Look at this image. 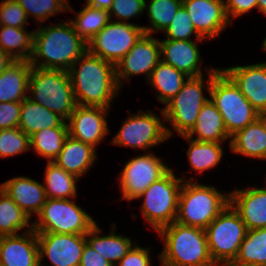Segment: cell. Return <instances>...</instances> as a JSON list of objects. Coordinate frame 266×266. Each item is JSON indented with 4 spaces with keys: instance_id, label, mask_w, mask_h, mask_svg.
<instances>
[{
    "instance_id": "cell-1",
    "label": "cell",
    "mask_w": 266,
    "mask_h": 266,
    "mask_svg": "<svg viewBox=\"0 0 266 266\" xmlns=\"http://www.w3.org/2000/svg\"><path fill=\"white\" fill-rule=\"evenodd\" d=\"M68 74L76 103L80 106L109 109L113 97L120 89L116 66L88 50L72 65Z\"/></svg>"
},
{
    "instance_id": "cell-2",
    "label": "cell",
    "mask_w": 266,
    "mask_h": 266,
    "mask_svg": "<svg viewBox=\"0 0 266 266\" xmlns=\"http://www.w3.org/2000/svg\"><path fill=\"white\" fill-rule=\"evenodd\" d=\"M32 67L68 71L88 50L87 43L75 32L70 21L34 31ZM37 57L45 60L40 62ZM40 62V63H37Z\"/></svg>"
},
{
    "instance_id": "cell-3",
    "label": "cell",
    "mask_w": 266,
    "mask_h": 266,
    "mask_svg": "<svg viewBox=\"0 0 266 266\" xmlns=\"http://www.w3.org/2000/svg\"><path fill=\"white\" fill-rule=\"evenodd\" d=\"M158 233L165 243L160 255L162 266H216L209 254L204 229L174 221Z\"/></svg>"
},
{
    "instance_id": "cell-4",
    "label": "cell",
    "mask_w": 266,
    "mask_h": 266,
    "mask_svg": "<svg viewBox=\"0 0 266 266\" xmlns=\"http://www.w3.org/2000/svg\"><path fill=\"white\" fill-rule=\"evenodd\" d=\"M208 74L206 89L211 95L210 100L222 115L230 136L257 119L258 112L223 70L209 69Z\"/></svg>"
},
{
    "instance_id": "cell-5",
    "label": "cell",
    "mask_w": 266,
    "mask_h": 266,
    "mask_svg": "<svg viewBox=\"0 0 266 266\" xmlns=\"http://www.w3.org/2000/svg\"><path fill=\"white\" fill-rule=\"evenodd\" d=\"M229 205V193L223 195L213 187L186 180L180 190L175 221L205 230Z\"/></svg>"
},
{
    "instance_id": "cell-6",
    "label": "cell",
    "mask_w": 266,
    "mask_h": 266,
    "mask_svg": "<svg viewBox=\"0 0 266 266\" xmlns=\"http://www.w3.org/2000/svg\"><path fill=\"white\" fill-rule=\"evenodd\" d=\"M28 90L33 102L67 120L77 106L68 71L32 67Z\"/></svg>"
},
{
    "instance_id": "cell-7",
    "label": "cell",
    "mask_w": 266,
    "mask_h": 266,
    "mask_svg": "<svg viewBox=\"0 0 266 266\" xmlns=\"http://www.w3.org/2000/svg\"><path fill=\"white\" fill-rule=\"evenodd\" d=\"M210 257L216 266L235 261L247 227L229 205L205 229Z\"/></svg>"
},
{
    "instance_id": "cell-8",
    "label": "cell",
    "mask_w": 266,
    "mask_h": 266,
    "mask_svg": "<svg viewBox=\"0 0 266 266\" xmlns=\"http://www.w3.org/2000/svg\"><path fill=\"white\" fill-rule=\"evenodd\" d=\"M183 181L182 178H176L170 169L139 196L144 198L142 214L157 232L176 220Z\"/></svg>"
},
{
    "instance_id": "cell-9",
    "label": "cell",
    "mask_w": 266,
    "mask_h": 266,
    "mask_svg": "<svg viewBox=\"0 0 266 266\" xmlns=\"http://www.w3.org/2000/svg\"><path fill=\"white\" fill-rule=\"evenodd\" d=\"M38 219L32 223L36 233L86 235L96 222L69 199L47 198Z\"/></svg>"
},
{
    "instance_id": "cell-10",
    "label": "cell",
    "mask_w": 266,
    "mask_h": 266,
    "mask_svg": "<svg viewBox=\"0 0 266 266\" xmlns=\"http://www.w3.org/2000/svg\"><path fill=\"white\" fill-rule=\"evenodd\" d=\"M203 75L188 77L181 90L161 110L165 120L181 135H186L195 125L199 111L209 100L203 95Z\"/></svg>"
},
{
    "instance_id": "cell-11",
    "label": "cell",
    "mask_w": 266,
    "mask_h": 266,
    "mask_svg": "<svg viewBox=\"0 0 266 266\" xmlns=\"http://www.w3.org/2000/svg\"><path fill=\"white\" fill-rule=\"evenodd\" d=\"M143 34V26L110 21L87 43L88 51L116 66Z\"/></svg>"
},
{
    "instance_id": "cell-12",
    "label": "cell",
    "mask_w": 266,
    "mask_h": 266,
    "mask_svg": "<svg viewBox=\"0 0 266 266\" xmlns=\"http://www.w3.org/2000/svg\"><path fill=\"white\" fill-rule=\"evenodd\" d=\"M171 135L172 130L157 115L139 110L138 114L131 115L124 121L112 143L145 150L164 142Z\"/></svg>"
},
{
    "instance_id": "cell-13",
    "label": "cell",
    "mask_w": 266,
    "mask_h": 266,
    "mask_svg": "<svg viewBox=\"0 0 266 266\" xmlns=\"http://www.w3.org/2000/svg\"><path fill=\"white\" fill-rule=\"evenodd\" d=\"M169 170L161 158L151 153L130 159L120 175L122 198L129 201L138 199L153 182Z\"/></svg>"
},
{
    "instance_id": "cell-14",
    "label": "cell",
    "mask_w": 266,
    "mask_h": 266,
    "mask_svg": "<svg viewBox=\"0 0 266 266\" xmlns=\"http://www.w3.org/2000/svg\"><path fill=\"white\" fill-rule=\"evenodd\" d=\"M40 266L46 255L54 266H79L86 235L37 233Z\"/></svg>"
},
{
    "instance_id": "cell-15",
    "label": "cell",
    "mask_w": 266,
    "mask_h": 266,
    "mask_svg": "<svg viewBox=\"0 0 266 266\" xmlns=\"http://www.w3.org/2000/svg\"><path fill=\"white\" fill-rule=\"evenodd\" d=\"M160 61L161 48L159 40L153 38L151 34L144 33L133 48L116 65V78L119 87L122 85V79H128L131 75L143 73L149 79L152 70Z\"/></svg>"
},
{
    "instance_id": "cell-16",
    "label": "cell",
    "mask_w": 266,
    "mask_h": 266,
    "mask_svg": "<svg viewBox=\"0 0 266 266\" xmlns=\"http://www.w3.org/2000/svg\"><path fill=\"white\" fill-rule=\"evenodd\" d=\"M104 107L77 105L67 119L68 135L94 148L109 132Z\"/></svg>"
},
{
    "instance_id": "cell-17",
    "label": "cell",
    "mask_w": 266,
    "mask_h": 266,
    "mask_svg": "<svg viewBox=\"0 0 266 266\" xmlns=\"http://www.w3.org/2000/svg\"><path fill=\"white\" fill-rule=\"evenodd\" d=\"M182 5L202 38L219 35L230 23L224 0H183Z\"/></svg>"
},
{
    "instance_id": "cell-18",
    "label": "cell",
    "mask_w": 266,
    "mask_h": 266,
    "mask_svg": "<svg viewBox=\"0 0 266 266\" xmlns=\"http://www.w3.org/2000/svg\"><path fill=\"white\" fill-rule=\"evenodd\" d=\"M25 230L22 236L0 237V266H40L37 233Z\"/></svg>"
},
{
    "instance_id": "cell-19",
    "label": "cell",
    "mask_w": 266,
    "mask_h": 266,
    "mask_svg": "<svg viewBox=\"0 0 266 266\" xmlns=\"http://www.w3.org/2000/svg\"><path fill=\"white\" fill-rule=\"evenodd\" d=\"M257 111L266 110V63L222 69Z\"/></svg>"
},
{
    "instance_id": "cell-20",
    "label": "cell",
    "mask_w": 266,
    "mask_h": 266,
    "mask_svg": "<svg viewBox=\"0 0 266 266\" xmlns=\"http://www.w3.org/2000/svg\"><path fill=\"white\" fill-rule=\"evenodd\" d=\"M229 195L230 205L239 214L247 230L266 227V188L237 189Z\"/></svg>"
},
{
    "instance_id": "cell-21",
    "label": "cell",
    "mask_w": 266,
    "mask_h": 266,
    "mask_svg": "<svg viewBox=\"0 0 266 266\" xmlns=\"http://www.w3.org/2000/svg\"><path fill=\"white\" fill-rule=\"evenodd\" d=\"M161 59L177 70L183 72L188 77L202 76L199 66L200 52L197 45L192 40H170L165 39L160 42Z\"/></svg>"
},
{
    "instance_id": "cell-22",
    "label": "cell",
    "mask_w": 266,
    "mask_h": 266,
    "mask_svg": "<svg viewBox=\"0 0 266 266\" xmlns=\"http://www.w3.org/2000/svg\"><path fill=\"white\" fill-rule=\"evenodd\" d=\"M2 190L31 218L39 214L46 202L43 184L27 177H15L2 184Z\"/></svg>"
},
{
    "instance_id": "cell-23",
    "label": "cell",
    "mask_w": 266,
    "mask_h": 266,
    "mask_svg": "<svg viewBox=\"0 0 266 266\" xmlns=\"http://www.w3.org/2000/svg\"><path fill=\"white\" fill-rule=\"evenodd\" d=\"M96 156L93 146L68 135L62 150L53 162L62 167L66 172L80 178L92 166Z\"/></svg>"
},
{
    "instance_id": "cell-24",
    "label": "cell",
    "mask_w": 266,
    "mask_h": 266,
    "mask_svg": "<svg viewBox=\"0 0 266 266\" xmlns=\"http://www.w3.org/2000/svg\"><path fill=\"white\" fill-rule=\"evenodd\" d=\"M195 134L198 136L193 139ZM186 136L196 141L214 143H222L227 138H231L225 128L222 115L210 99L199 111L195 125Z\"/></svg>"
},
{
    "instance_id": "cell-25",
    "label": "cell",
    "mask_w": 266,
    "mask_h": 266,
    "mask_svg": "<svg viewBox=\"0 0 266 266\" xmlns=\"http://www.w3.org/2000/svg\"><path fill=\"white\" fill-rule=\"evenodd\" d=\"M31 69L29 61L16 60L0 74V102H22L29 96Z\"/></svg>"
},
{
    "instance_id": "cell-26",
    "label": "cell",
    "mask_w": 266,
    "mask_h": 266,
    "mask_svg": "<svg viewBox=\"0 0 266 266\" xmlns=\"http://www.w3.org/2000/svg\"><path fill=\"white\" fill-rule=\"evenodd\" d=\"M18 127L30 137L42 129L67 127V123L57 113L46 109L27 97L21 102Z\"/></svg>"
},
{
    "instance_id": "cell-27",
    "label": "cell",
    "mask_w": 266,
    "mask_h": 266,
    "mask_svg": "<svg viewBox=\"0 0 266 266\" xmlns=\"http://www.w3.org/2000/svg\"><path fill=\"white\" fill-rule=\"evenodd\" d=\"M115 228L116 224L114 225L113 223V229L110 235L99 236L101 229L96 224L86 234L87 243L113 266H115L133 247L130 238L115 234ZM87 236L91 237L88 238Z\"/></svg>"
},
{
    "instance_id": "cell-28",
    "label": "cell",
    "mask_w": 266,
    "mask_h": 266,
    "mask_svg": "<svg viewBox=\"0 0 266 266\" xmlns=\"http://www.w3.org/2000/svg\"><path fill=\"white\" fill-rule=\"evenodd\" d=\"M230 139L233 152L266 159V132L258 119L235 132Z\"/></svg>"
},
{
    "instance_id": "cell-29",
    "label": "cell",
    "mask_w": 266,
    "mask_h": 266,
    "mask_svg": "<svg viewBox=\"0 0 266 266\" xmlns=\"http://www.w3.org/2000/svg\"><path fill=\"white\" fill-rule=\"evenodd\" d=\"M185 79L187 75L161 60L147 81L159 92L157 99L166 104L181 90Z\"/></svg>"
},
{
    "instance_id": "cell-30",
    "label": "cell",
    "mask_w": 266,
    "mask_h": 266,
    "mask_svg": "<svg viewBox=\"0 0 266 266\" xmlns=\"http://www.w3.org/2000/svg\"><path fill=\"white\" fill-rule=\"evenodd\" d=\"M0 29V48L17 61H29L35 32L27 33L25 28L8 26H0Z\"/></svg>"
},
{
    "instance_id": "cell-31",
    "label": "cell",
    "mask_w": 266,
    "mask_h": 266,
    "mask_svg": "<svg viewBox=\"0 0 266 266\" xmlns=\"http://www.w3.org/2000/svg\"><path fill=\"white\" fill-rule=\"evenodd\" d=\"M77 176L66 172L54 162H48L45 172V193L47 198L68 199L77 195Z\"/></svg>"
},
{
    "instance_id": "cell-32",
    "label": "cell",
    "mask_w": 266,
    "mask_h": 266,
    "mask_svg": "<svg viewBox=\"0 0 266 266\" xmlns=\"http://www.w3.org/2000/svg\"><path fill=\"white\" fill-rule=\"evenodd\" d=\"M68 136V127H52L42 129L30 136V149L53 162L64 145Z\"/></svg>"
},
{
    "instance_id": "cell-33",
    "label": "cell",
    "mask_w": 266,
    "mask_h": 266,
    "mask_svg": "<svg viewBox=\"0 0 266 266\" xmlns=\"http://www.w3.org/2000/svg\"><path fill=\"white\" fill-rule=\"evenodd\" d=\"M230 263L266 266V227L247 230L235 261Z\"/></svg>"
},
{
    "instance_id": "cell-34",
    "label": "cell",
    "mask_w": 266,
    "mask_h": 266,
    "mask_svg": "<svg viewBox=\"0 0 266 266\" xmlns=\"http://www.w3.org/2000/svg\"><path fill=\"white\" fill-rule=\"evenodd\" d=\"M74 19L71 21L74 30L86 43H89L111 20L109 10L88 5H85Z\"/></svg>"
},
{
    "instance_id": "cell-35",
    "label": "cell",
    "mask_w": 266,
    "mask_h": 266,
    "mask_svg": "<svg viewBox=\"0 0 266 266\" xmlns=\"http://www.w3.org/2000/svg\"><path fill=\"white\" fill-rule=\"evenodd\" d=\"M30 218L3 190L0 191V237L16 235L17 231L32 229ZM30 227V228H29Z\"/></svg>"
},
{
    "instance_id": "cell-36",
    "label": "cell",
    "mask_w": 266,
    "mask_h": 266,
    "mask_svg": "<svg viewBox=\"0 0 266 266\" xmlns=\"http://www.w3.org/2000/svg\"><path fill=\"white\" fill-rule=\"evenodd\" d=\"M183 137L190 143L187 155L193 170L200 173L220 162L223 155L221 143L196 141L186 135Z\"/></svg>"
},
{
    "instance_id": "cell-37",
    "label": "cell",
    "mask_w": 266,
    "mask_h": 266,
    "mask_svg": "<svg viewBox=\"0 0 266 266\" xmlns=\"http://www.w3.org/2000/svg\"><path fill=\"white\" fill-rule=\"evenodd\" d=\"M182 3L183 0H150L149 5H145V9L148 8V17L152 27L143 26L144 33L151 34L155 31H165Z\"/></svg>"
},
{
    "instance_id": "cell-38",
    "label": "cell",
    "mask_w": 266,
    "mask_h": 266,
    "mask_svg": "<svg viewBox=\"0 0 266 266\" xmlns=\"http://www.w3.org/2000/svg\"><path fill=\"white\" fill-rule=\"evenodd\" d=\"M24 9L27 17L30 14L40 23H43L50 16L62 11H69L70 6L66 0H16Z\"/></svg>"
},
{
    "instance_id": "cell-39",
    "label": "cell",
    "mask_w": 266,
    "mask_h": 266,
    "mask_svg": "<svg viewBox=\"0 0 266 266\" xmlns=\"http://www.w3.org/2000/svg\"><path fill=\"white\" fill-rule=\"evenodd\" d=\"M30 149V137L19 127L0 130V157L20 154Z\"/></svg>"
},
{
    "instance_id": "cell-40",
    "label": "cell",
    "mask_w": 266,
    "mask_h": 266,
    "mask_svg": "<svg viewBox=\"0 0 266 266\" xmlns=\"http://www.w3.org/2000/svg\"><path fill=\"white\" fill-rule=\"evenodd\" d=\"M165 32L167 39L170 40H190L193 33L196 34V40L201 42L204 39L197 33L192 20L183 5L178 9L176 16L173 18Z\"/></svg>"
},
{
    "instance_id": "cell-41",
    "label": "cell",
    "mask_w": 266,
    "mask_h": 266,
    "mask_svg": "<svg viewBox=\"0 0 266 266\" xmlns=\"http://www.w3.org/2000/svg\"><path fill=\"white\" fill-rule=\"evenodd\" d=\"M27 15L16 0L0 2V26L25 28Z\"/></svg>"
},
{
    "instance_id": "cell-42",
    "label": "cell",
    "mask_w": 266,
    "mask_h": 266,
    "mask_svg": "<svg viewBox=\"0 0 266 266\" xmlns=\"http://www.w3.org/2000/svg\"><path fill=\"white\" fill-rule=\"evenodd\" d=\"M145 5V0H114L109 9L110 19L112 14L117 17L116 22H124L122 20H128L133 16L135 18V16L142 14Z\"/></svg>"
},
{
    "instance_id": "cell-43",
    "label": "cell",
    "mask_w": 266,
    "mask_h": 266,
    "mask_svg": "<svg viewBox=\"0 0 266 266\" xmlns=\"http://www.w3.org/2000/svg\"><path fill=\"white\" fill-rule=\"evenodd\" d=\"M20 113L21 102H0V130L17 128Z\"/></svg>"
},
{
    "instance_id": "cell-44",
    "label": "cell",
    "mask_w": 266,
    "mask_h": 266,
    "mask_svg": "<svg viewBox=\"0 0 266 266\" xmlns=\"http://www.w3.org/2000/svg\"><path fill=\"white\" fill-rule=\"evenodd\" d=\"M151 266L149 249L132 247L115 266Z\"/></svg>"
},
{
    "instance_id": "cell-45",
    "label": "cell",
    "mask_w": 266,
    "mask_h": 266,
    "mask_svg": "<svg viewBox=\"0 0 266 266\" xmlns=\"http://www.w3.org/2000/svg\"><path fill=\"white\" fill-rule=\"evenodd\" d=\"M228 19L234 18L247 13L253 8H258V0H226L224 1Z\"/></svg>"
},
{
    "instance_id": "cell-46",
    "label": "cell",
    "mask_w": 266,
    "mask_h": 266,
    "mask_svg": "<svg viewBox=\"0 0 266 266\" xmlns=\"http://www.w3.org/2000/svg\"><path fill=\"white\" fill-rule=\"evenodd\" d=\"M79 266H113L96 252L87 242L83 248Z\"/></svg>"
},
{
    "instance_id": "cell-47",
    "label": "cell",
    "mask_w": 266,
    "mask_h": 266,
    "mask_svg": "<svg viewBox=\"0 0 266 266\" xmlns=\"http://www.w3.org/2000/svg\"><path fill=\"white\" fill-rule=\"evenodd\" d=\"M16 60L0 48V74L3 73Z\"/></svg>"
},
{
    "instance_id": "cell-48",
    "label": "cell",
    "mask_w": 266,
    "mask_h": 266,
    "mask_svg": "<svg viewBox=\"0 0 266 266\" xmlns=\"http://www.w3.org/2000/svg\"><path fill=\"white\" fill-rule=\"evenodd\" d=\"M113 1L114 0H86V5L94 8L109 10Z\"/></svg>"
},
{
    "instance_id": "cell-49",
    "label": "cell",
    "mask_w": 266,
    "mask_h": 266,
    "mask_svg": "<svg viewBox=\"0 0 266 266\" xmlns=\"http://www.w3.org/2000/svg\"><path fill=\"white\" fill-rule=\"evenodd\" d=\"M257 119L259 120L266 132V110L258 112Z\"/></svg>"
},
{
    "instance_id": "cell-50",
    "label": "cell",
    "mask_w": 266,
    "mask_h": 266,
    "mask_svg": "<svg viewBox=\"0 0 266 266\" xmlns=\"http://www.w3.org/2000/svg\"><path fill=\"white\" fill-rule=\"evenodd\" d=\"M258 10L266 15V0H258Z\"/></svg>"
},
{
    "instance_id": "cell-51",
    "label": "cell",
    "mask_w": 266,
    "mask_h": 266,
    "mask_svg": "<svg viewBox=\"0 0 266 266\" xmlns=\"http://www.w3.org/2000/svg\"><path fill=\"white\" fill-rule=\"evenodd\" d=\"M226 266H258V265L240 264V263H228Z\"/></svg>"
},
{
    "instance_id": "cell-52",
    "label": "cell",
    "mask_w": 266,
    "mask_h": 266,
    "mask_svg": "<svg viewBox=\"0 0 266 266\" xmlns=\"http://www.w3.org/2000/svg\"><path fill=\"white\" fill-rule=\"evenodd\" d=\"M262 47H263V49L266 51V38H265V40L263 41Z\"/></svg>"
}]
</instances>
